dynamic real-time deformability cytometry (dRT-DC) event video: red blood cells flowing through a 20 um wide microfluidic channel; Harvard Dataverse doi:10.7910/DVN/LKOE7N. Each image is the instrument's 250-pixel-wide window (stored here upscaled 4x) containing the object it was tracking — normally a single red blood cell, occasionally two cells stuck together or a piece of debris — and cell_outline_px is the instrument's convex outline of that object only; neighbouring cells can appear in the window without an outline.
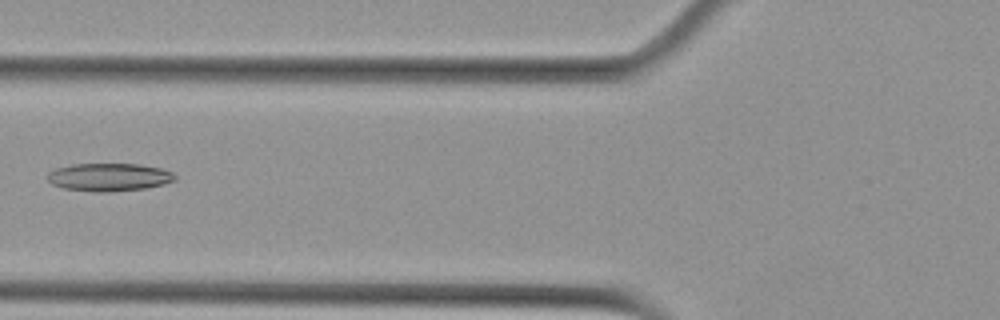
{"species": "Egyptian fruit bat (a non-hibernating species)", "species_latin": "Rousettus aegyptiacus", "temperature_condition": "cold", "stored_images_in_passage": 6, "camera_frame_rate_fps": 3000, "um_per_image_px": 0.085, "animal": {"sex": "female"}, "frame": {"image": 1, "passage_image": 6, "time_ms": 1.667, "image_size_px": [1000, 320], "cell_outline_px": [[176, 180], [164, 184], [144, 188], [112, 192], [96, 192], [64, 188], [52, 184], [48, 180], [48, 172], [56, 168], [72, 164], [140, 164], [160, 168], [172, 172], [176, 176]], "centroid_in_image_um": [9.27, 15.05], "position_along_channel_um": 116.5, "area_um2": 20.75}}